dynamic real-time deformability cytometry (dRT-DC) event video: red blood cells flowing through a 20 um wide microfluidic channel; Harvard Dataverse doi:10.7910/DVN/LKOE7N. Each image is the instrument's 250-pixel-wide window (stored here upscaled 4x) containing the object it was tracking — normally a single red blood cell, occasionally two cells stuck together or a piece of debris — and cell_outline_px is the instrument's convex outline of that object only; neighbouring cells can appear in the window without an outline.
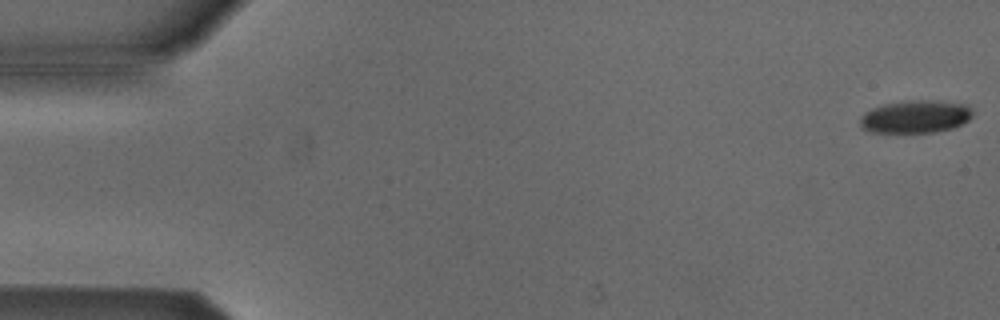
{"species": "Egyptian fruit bat (a non-hibernating species)", "species_latin": "Rousettus aegyptiacus", "temperature_condition": "cold", "stored_images_in_passage": 5, "camera_frame_rate_fps": 3000, "um_per_image_px": 0.085, "animal": {"sex": "male"}, "frame": {"image": 1, "passage_image": 5, "time_ms": 4.667, "image_size_px": [1000, 320], "cell_outline_px": [[972, 116], [968, 120], [952, 128], [932, 132], [872, 132], [860, 128], [860, 116], [864, 112], [872, 108], [884, 104], [908, 100], [940, 100], [968, 104], [972, 108]], "centroid_in_image_um": [77.81, 9.89], "position_along_channel_um": 7.2, "area_um2": 21.68}}